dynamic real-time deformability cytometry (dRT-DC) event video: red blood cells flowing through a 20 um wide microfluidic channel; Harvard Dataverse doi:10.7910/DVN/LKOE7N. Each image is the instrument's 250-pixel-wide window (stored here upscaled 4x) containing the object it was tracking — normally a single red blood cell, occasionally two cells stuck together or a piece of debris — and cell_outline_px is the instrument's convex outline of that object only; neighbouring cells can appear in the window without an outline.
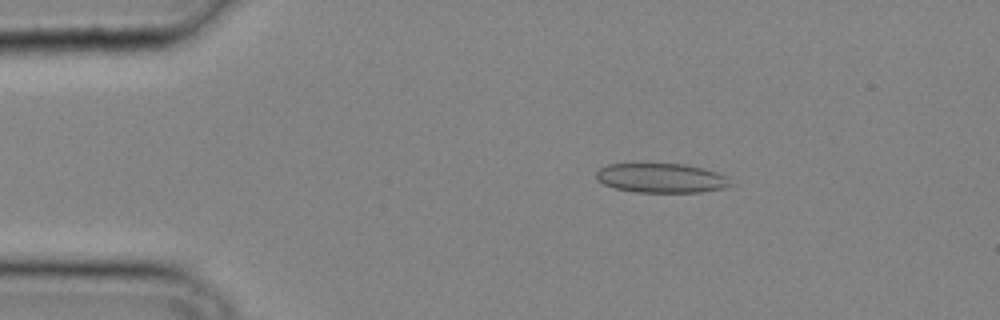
{"species": "common noctule bat (a hibernating species)", "species_latin": "Nyctalus noctula", "temperature_condition": "cold", "stored_images_in_passage": 33, "camera_frame_rate_fps": 3000, "um_per_image_px": 0.085, "animal": {"sex": "male", "body_mass_g": 20.4}, "frame": {"image": 1, "passage_image": 5, "time_ms": 1.333, "image_size_px": [1000, 320], "cell_outline_px": [[732, 184], [724, 188], [700, 192], [632, 192], [612, 188], [596, 180], [596, 172], [600, 168], [608, 164], [684, 164], [704, 168], [716, 172], [724, 176]], "centroid_in_image_um": [56.15, 15.14], "position_along_channel_um": 28.8, "area_um2": 23.0}}
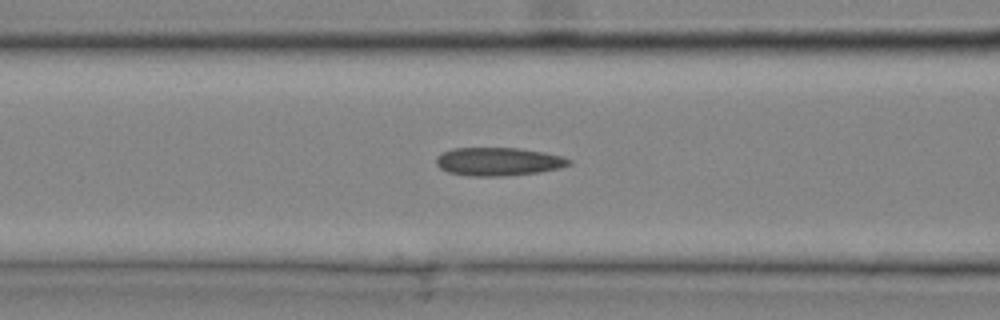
{"frame": {"image": 2, "passage_image": 13, "time_ms": 4.0, "image_size_px": [1000, 320], "cell_outline_px": [[572, 164], [560, 168], [540, 172], [504, 176], [472, 176], [448, 172], [440, 168], [436, 164], [436, 156], [452, 148], [520, 148], [544, 152], [564, 156], [572, 160]], "centroid_in_image_um": [42.4, 13.73], "position_along_channel_um": 124.2, "area_um2": 22.02}}
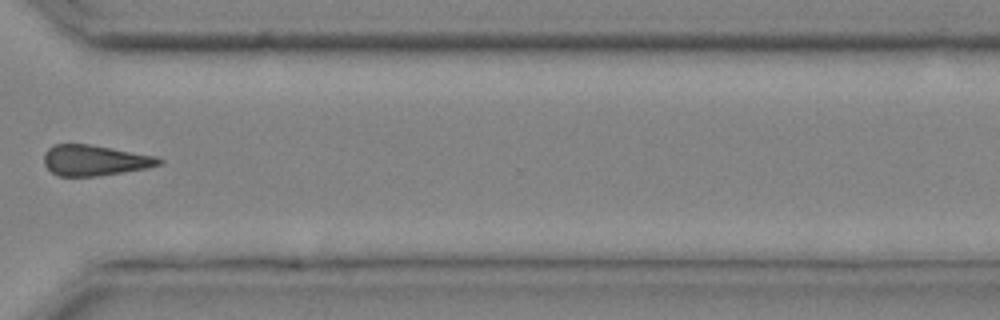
{"frame": {"image": 3, "passage_image": 26, "time_ms": 8.333, "image_size_px": [1000, 320], "cell_outline_px": [[164, 160], [160, 164], [148, 168], [96, 176], [60, 176], [52, 172], [44, 164], [44, 152], [52, 144], [88, 144], [156, 156]], "centroid_in_image_um": [8.03, 13.62], "position_along_channel_um": 362.6, "area_um2": 20.4}}